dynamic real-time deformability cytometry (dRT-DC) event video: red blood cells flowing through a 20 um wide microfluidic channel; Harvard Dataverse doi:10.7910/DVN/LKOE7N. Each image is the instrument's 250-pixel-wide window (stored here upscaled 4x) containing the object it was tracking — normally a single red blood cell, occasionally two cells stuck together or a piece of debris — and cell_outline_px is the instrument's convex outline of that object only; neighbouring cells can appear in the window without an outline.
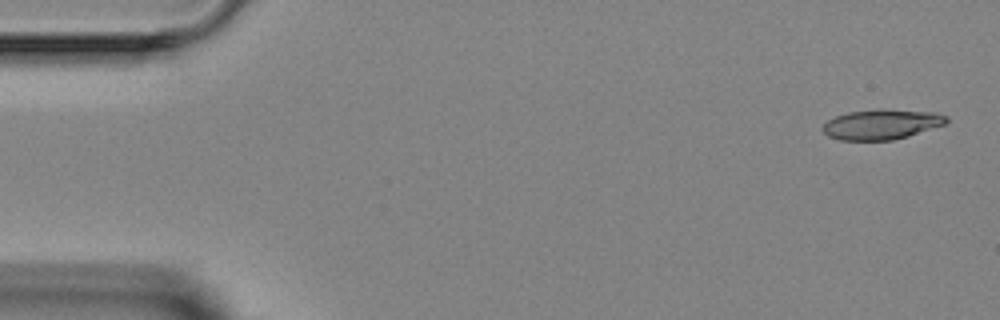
{"species": "Egyptian fruit bat (a non-hibernating species)", "species_latin": "Rousettus aegyptiacus", "temperature_condition": "room temperature", "stored_images_in_passage": 2, "camera_frame_rate_fps": 3000, "um_per_image_px": 0.085, "animal": {"sex": "female"}, "frame": {"image": 1, "passage_image": 2, "time_ms": 1.333, "image_size_px": [1000, 320], "cell_outline_px": [[948, 120], [944, 124], [908, 136], [892, 140], [840, 140], [828, 136], [820, 128], [828, 120], [836, 116], [848, 112], [876, 108], [880, 108], [936, 112], [948, 116]], "centroid_in_image_um": [74.92, 10.55], "position_along_channel_um": 10.1, "area_um2": 21.85}}